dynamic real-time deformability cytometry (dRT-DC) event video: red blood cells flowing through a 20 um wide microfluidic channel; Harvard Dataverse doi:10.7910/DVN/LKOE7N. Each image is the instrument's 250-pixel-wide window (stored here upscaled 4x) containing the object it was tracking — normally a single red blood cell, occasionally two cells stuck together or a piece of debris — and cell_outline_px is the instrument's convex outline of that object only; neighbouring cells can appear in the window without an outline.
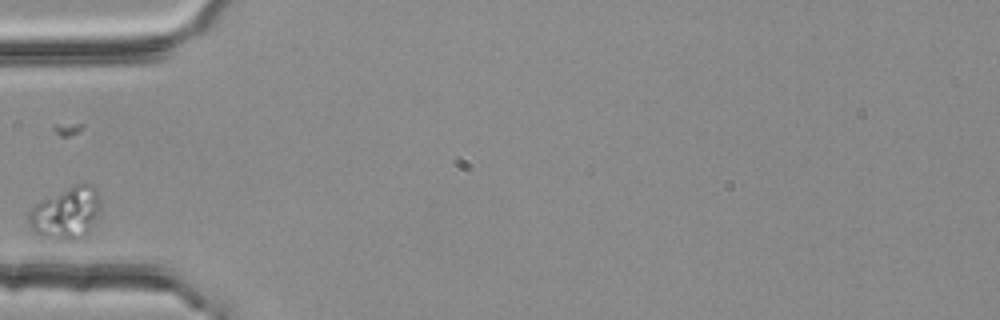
{"species": "common noctule bat (a hibernating species)", "species_latin": "Nyctalus noctula", "temperature_condition": "room temperature", "stored_images_in_passage": 1, "camera_frame_rate_fps": 3000, "um_per_image_px": 0.085, "animal": {"sex": "female", "body_mass_g": 25.1}, "frame": {"image": 1, "passage_image": 1, "time_ms": 0.0, "image_size_px": [1000, 320], "cell_outline_px": [[100, 212], [88, 232], [76, 240], [68, 240], [44, 236], [32, 232], [28, 224], [28, 212], [32, 204], [40, 200], [76, 184], [92, 184], [96, 188], [100, 200]], "centroid_in_image_um": [5.6, 18.09], "position_along_channel_um": 79.4, "area_um2": 21.85}}